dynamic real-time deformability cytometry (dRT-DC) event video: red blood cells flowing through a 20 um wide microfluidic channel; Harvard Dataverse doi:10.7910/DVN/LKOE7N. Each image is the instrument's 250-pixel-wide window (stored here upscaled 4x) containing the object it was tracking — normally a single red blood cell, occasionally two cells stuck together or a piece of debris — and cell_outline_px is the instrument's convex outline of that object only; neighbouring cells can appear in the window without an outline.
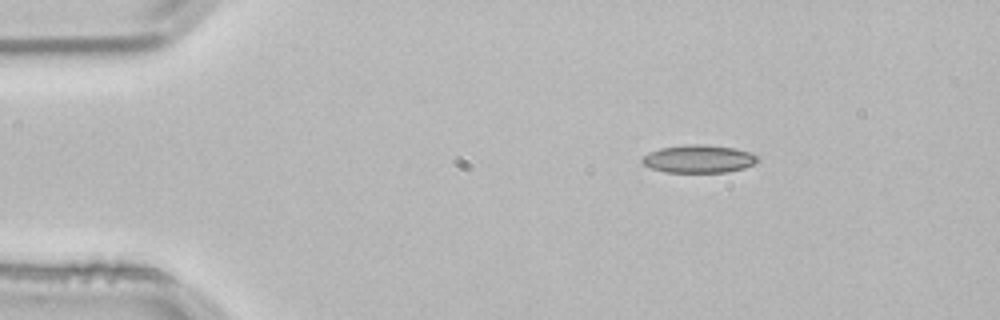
{"species": "common noctule bat (a hibernating species)", "species_latin": "Nyctalus noctula", "temperature_condition": "room temperature", "stored_images_in_passage": 2, "camera_frame_rate_fps": 3000, "um_per_image_px": 0.085, "animal": {"sex": "male", "body_mass_g": 21.5, "forearm_length_mm": 52.0}, "frame": {"image": 1, "passage_image": 1, "time_ms": 0.0, "image_size_px": [1000, 320], "cell_outline_px": [[760, 160], [756, 164], [744, 168], [728, 172], [664, 172], [652, 168], [644, 164], [640, 160], [648, 152], [660, 148], [684, 144], [704, 144], [736, 148], [752, 152], [760, 156]], "centroid_in_image_um": [59.45, 13.49], "position_along_channel_um": 25.5, "area_um2": 19.13}}